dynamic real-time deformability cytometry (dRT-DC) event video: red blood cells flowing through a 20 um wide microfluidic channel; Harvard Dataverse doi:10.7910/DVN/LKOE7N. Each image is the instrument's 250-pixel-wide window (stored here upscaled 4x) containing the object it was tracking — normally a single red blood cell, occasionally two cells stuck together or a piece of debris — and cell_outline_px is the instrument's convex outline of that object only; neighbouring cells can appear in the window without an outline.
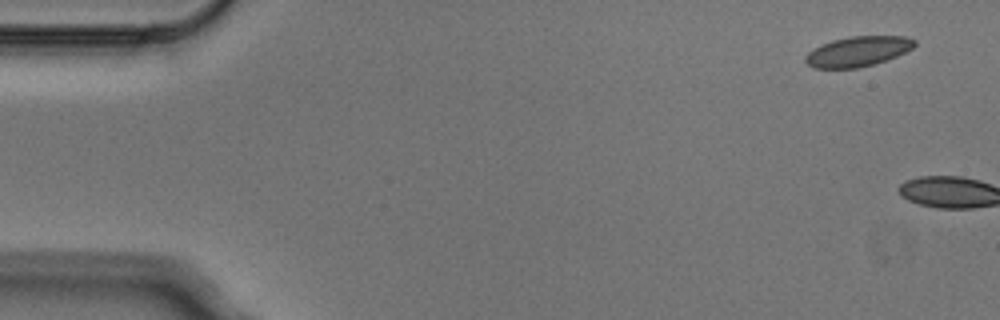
{"species": "Egyptian fruit bat (a non-hibernating species)", "species_latin": "Rousettus aegyptiacus", "temperature_condition": "cold", "stored_images_in_passage": 8, "camera_frame_rate_fps": 3000, "um_per_image_px": 0.085, "animal": {"sex": "male"}, "frame": {"image": 1, "passage_image": 1, "time_ms": 0.0, "image_size_px": [1000, 320], "cell_outline_px": [[916, 44], [912, 48], [896, 56], [860, 68], [812, 68], [804, 60], [804, 56], [808, 52], [820, 44], [832, 40], [848, 36], [908, 36], [916, 40]], "centroid_in_image_um": [72.89, 4.36], "position_along_channel_um": 12.1, "area_um2": 19.19}}
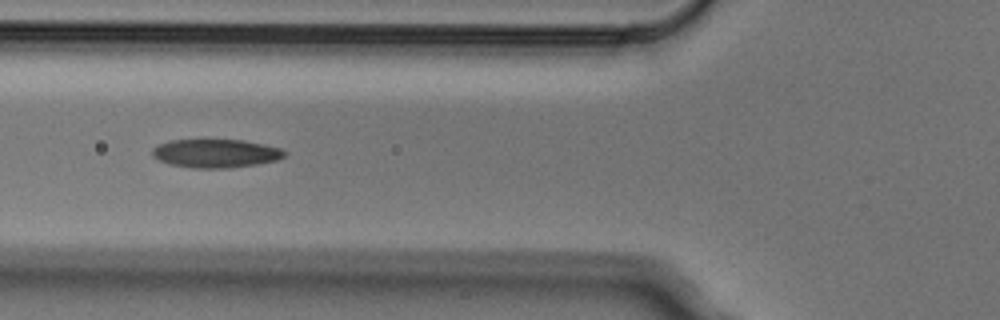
{"frame": {"image": 2, "passage_image": 6, "time_ms": 1.667, "image_size_px": [1000, 320], "cell_outline_px": [[288, 152], [284, 156], [276, 160], [256, 164], [232, 168], [192, 168], [168, 164], [152, 156], [152, 148], [160, 144], [172, 140], [244, 140], [264, 144], [280, 148]], "centroid_in_image_um": [18.34, 13.04], "position_along_channel_um": 107.5, "area_um2": 21.96}}
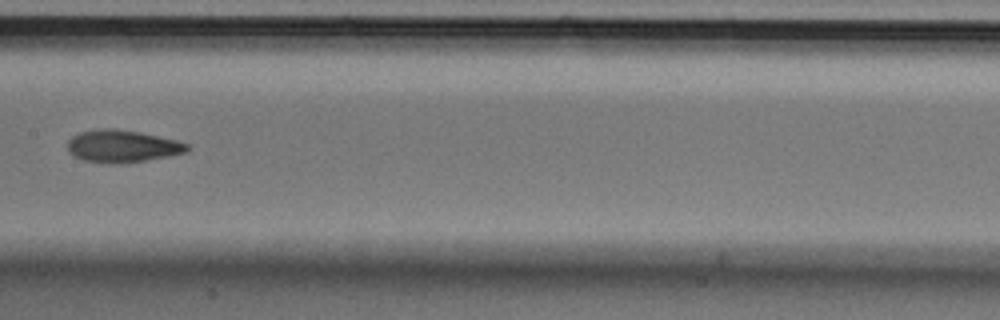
{"frame": {"image": 3, "passage_image": 8, "time_ms": 2.333, "image_size_px": [1000, 320], "cell_outline_px": [[192, 148], [184, 152], [168, 156], [120, 164], [108, 164], [84, 160], [68, 152], [68, 140], [72, 136], [80, 132], [100, 128], [116, 128], [140, 132], [180, 140], [188, 144]], "centroid_in_image_um": [10.41, 12.41], "position_along_channel_um": 197.0, "area_um2": 22.72}}